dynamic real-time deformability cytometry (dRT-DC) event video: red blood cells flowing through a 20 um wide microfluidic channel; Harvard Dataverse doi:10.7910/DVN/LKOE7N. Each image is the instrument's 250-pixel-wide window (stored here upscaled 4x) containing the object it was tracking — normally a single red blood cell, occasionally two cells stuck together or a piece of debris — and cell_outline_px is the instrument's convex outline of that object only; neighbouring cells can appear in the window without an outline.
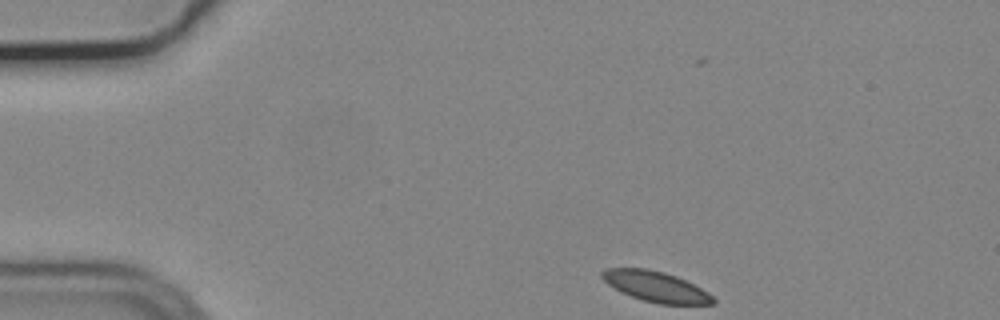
{"species": "common noctule bat (a hibernating species)", "species_latin": "Nyctalus noctula", "temperature_condition": "cold", "stored_images_in_passage": 41, "camera_frame_rate_fps": 3000, "um_per_image_px": 0.085, "animal": {"sex": "male", "body_mass_g": 19.2, "forearm_length_mm": 51.8}, "frame": {"image": 1, "passage_image": 1, "time_ms": 0.0, "image_size_px": [1000, 320], "cell_outline_px": [[716, 304], [660, 304], [644, 300], [620, 292], [608, 284], [600, 276], [600, 272], [604, 268], [648, 268], [664, 272], [676, 276], [708, 292], [716, 300]], "centroid_in_image_um": [55.72, 24.35], "position_along_channel_um": 29.3, "area_um2": 19.65}}
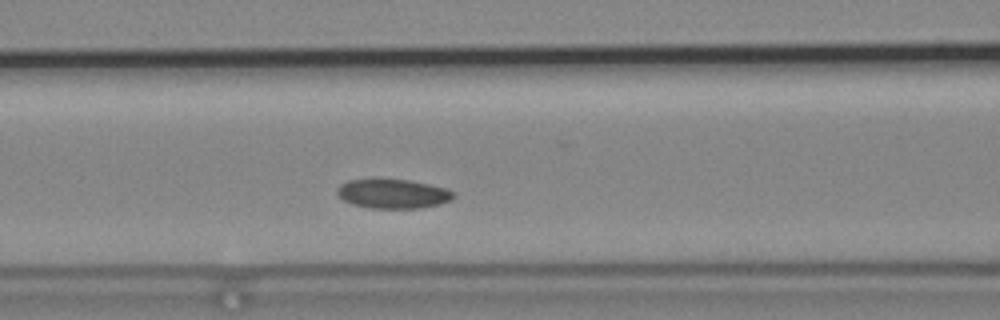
{"frame": {"image": 2, "passage_image": 15, "time_ms": 4.667, "image_size_px": [1000, 320], "cell_outline_px": [[456, 196], [452, 200], [440, 204], [420, 208], [368, 208], [352, 204], [344, 200], [336, 192], [336, 188], [340, 184], [348, 180], [408, 180], [448, 188], [456, 192]], "centroid_in_image_um": [33.45, 16.48], "position_along_channel_um": 133.2, "area_um2": 19.88}}
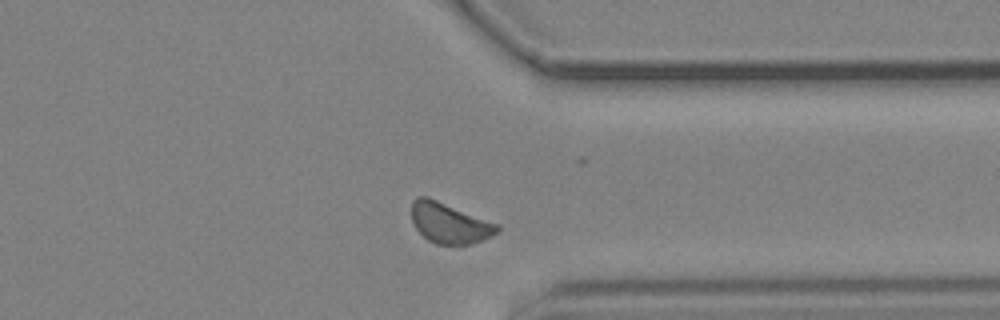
{"frame": {"image": 3, "passage_image": 35, "time_ms": 11.333, "image_size_px": [1000, 320], "cell_outline_px": [[500, 228], [492, 236], [484, 240], [472, 244], [436, 244], [428, 240], [416, 228], [412, 220], [412, 200], [416, 196], [428, 196], [500, 224]], "centroid_in_image_um": [38.22, 18.94], "position_along_channel_um": 373.2, "area_um2": 20.4}, "authors_computed_cell_mechanics": {"area_um2": 20.0566, "velocity_mm_per_s": 3.6369, "shape_relaxation_time_tau1_ms": 6.5563, "shape_relaxation_time_tau2_ms": 8.6001, "deformation_change_tau1": 0.0621, "deformation_change_tau2": 0.1062}}